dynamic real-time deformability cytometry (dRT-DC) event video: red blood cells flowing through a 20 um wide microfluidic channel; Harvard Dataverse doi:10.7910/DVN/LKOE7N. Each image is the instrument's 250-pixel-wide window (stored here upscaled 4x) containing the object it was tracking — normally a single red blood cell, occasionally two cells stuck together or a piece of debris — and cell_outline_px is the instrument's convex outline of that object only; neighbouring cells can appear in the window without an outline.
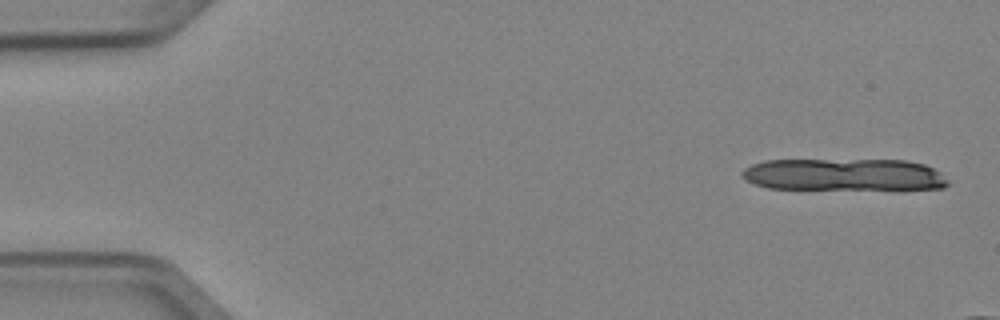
{"species": "Egyptian fruit bat (a non-hibernating species)", "species_latin": "Rousettus aegyptiacus", "temperature_condition": "cold", "stored_images_in_passage": 4, "camera_frame_rate_fps": 3000, "um_per_image_px": 0.085, "animal": {"sex": "female"}, "frame": {"image": 1, "passage_image": 1, "time_ms": 0.0, "image_size_px": [1000, 320], "cell_outline_px": [[952, 184], [944, 188], [768, 188], [756, 184], [740, 176], [740, 172], [744, 168], [752, 164], [764, 160], [904, 160], [924, 164], [940, 172]], "centroid_in_image_um": [71.72, 14.83], "position_along_channel_um": 13.3, "area_um2": 38.09}}